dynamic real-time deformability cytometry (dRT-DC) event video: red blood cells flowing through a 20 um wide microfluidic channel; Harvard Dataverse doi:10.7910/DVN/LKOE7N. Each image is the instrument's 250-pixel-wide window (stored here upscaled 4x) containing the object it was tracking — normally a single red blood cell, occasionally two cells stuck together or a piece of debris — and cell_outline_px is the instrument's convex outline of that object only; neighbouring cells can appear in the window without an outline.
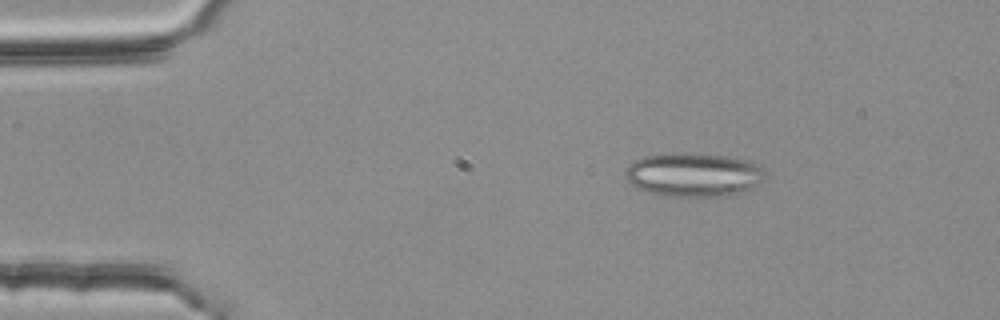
{"species": "common noctule bat (a hibernating species)", "species_latin": "Nyctalus noctula", "temperature_condition": "room temperature", "stored_images_in_passage": 4, "camera_frame_rate_fps": 3000, "um_per_image_px": 0.085, "animal": {"sex": "female", "body_mass_g": 25.1}, "frame": {"image": 1, "passage_image": 3, "time_ms": 0.667, "image_size_px": [1000, 320], "cell_outline_px": [[764, 180], [732, 196], [664, 196], [644, 192], [636, 188], [624, 176], [624, 172], [628, 164], [632, 160], [644, 156], [672, 152], [684, 152], [724, 156], [752, 160], [764, 168]], "centroid_in_image_um": [58.91, 14.84], "position_along_channel_um": 26.1, "area_um2": 36.3}}